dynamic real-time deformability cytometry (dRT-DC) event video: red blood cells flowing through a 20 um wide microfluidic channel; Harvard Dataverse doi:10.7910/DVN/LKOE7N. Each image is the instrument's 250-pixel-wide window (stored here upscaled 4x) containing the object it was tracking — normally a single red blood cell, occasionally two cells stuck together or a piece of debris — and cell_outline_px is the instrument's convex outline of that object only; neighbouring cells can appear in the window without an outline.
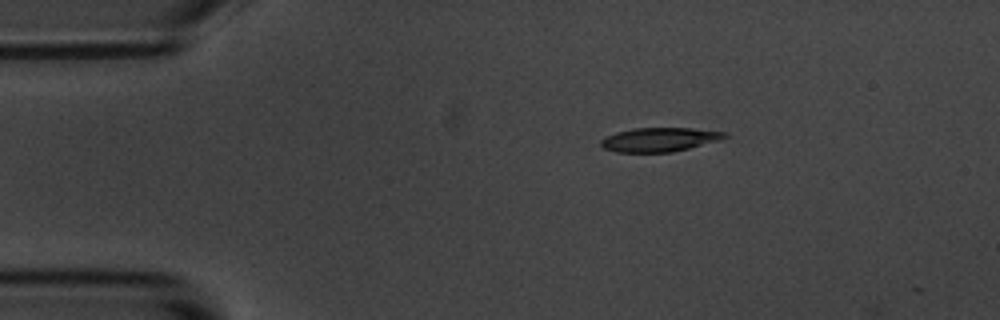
{"species": "common noctule bat (a hibernating species)", "species_latin": "Nyctalus noctula", "temperature_condition": "room temperature", "stored_images_in_passage": 3, "camera_frame_rate_fps": 3000, "um_per_image_px": 0.085, "animal": {"sex": "male", "body_mass_g": 20.1, "forearm_length_mm": 53.5}, "frame": {"image": 1, "passage_image": 1, "time_ms": 0.0, "image_size_px": [1000, 320], "cell_outline_px": [[728, 136], [720, 140], [672, 152], [616, 152], [604, 148], [600, 144], [600, 140], [604, 136], [616, 132], [636, 128], [692, 128], [724, 132]], "centroid_in_image_um": [56.01, 11.86], "position_along_channel_um": 29.0, "area_um2": 17.22}}